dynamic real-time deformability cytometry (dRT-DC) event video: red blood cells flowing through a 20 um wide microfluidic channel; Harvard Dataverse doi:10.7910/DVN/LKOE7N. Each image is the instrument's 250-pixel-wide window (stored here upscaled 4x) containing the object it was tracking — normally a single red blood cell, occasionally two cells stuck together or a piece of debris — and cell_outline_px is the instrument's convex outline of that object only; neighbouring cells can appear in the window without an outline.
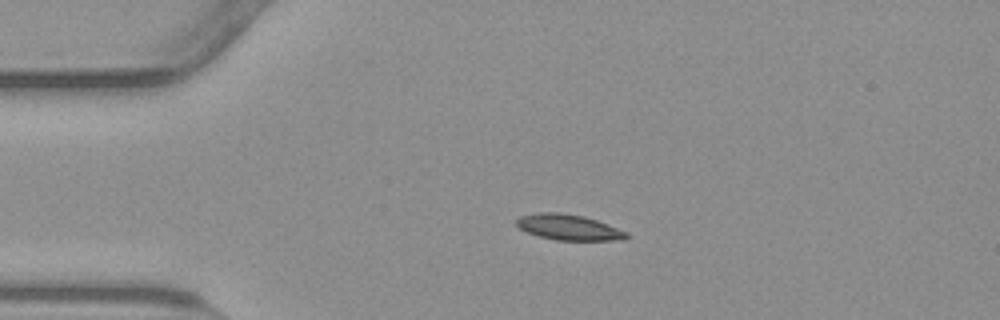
{"species": "common noctule bat (a hibernating species)", "species_latin": "Nyctalus noctula", "temperature_condition": "warm", "stored_images_in_passage": 43, "camera_frame_rate_fps": 3000, "um_per_image_px": 0.085, "animal": {"sex": "male", "body_mass_g": 23.1, "forearm_length_mm": 52.7}, "frame": {"image": 1, "passage_image": 1, "time_ms": 0.0, "image_size_px": [1000, 320], "cell_outline_px": [[628, 236], [624, 240], [556, 240], [540, 236], [528, 232], [520, 228], [516, 224], [516, 220], [520, 216], [540, 212], [556, 212], [584, 216], [608, 224], [628, 232]], "centroid_in_image_um": [48.36, 19.32], "position_along_channel_um": 36.6, "area_um2": 16.3}}
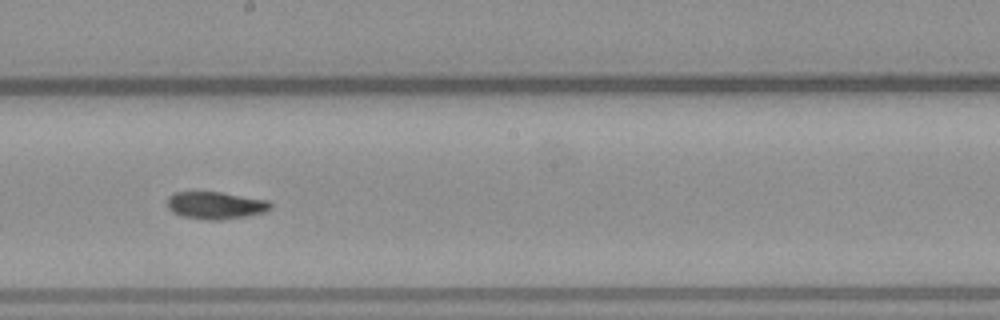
{"frame": {"image": 2, "passage_image": 19, "time_ms": 6.0, "image_size_px": [1000, 320], "cell_outline_px": [[272, 208], [264, 212], [244, 216], [220, 220], [204, 220], [180, 216], [172, 212], [168, 208], [168, 196], [176, 192], [220, 192], [268, 200], [272, 204]], "centroid_in_image_um": [18.31, 17.46], "position_along_channel_um": 229.9, "area_um2": 16.47}}
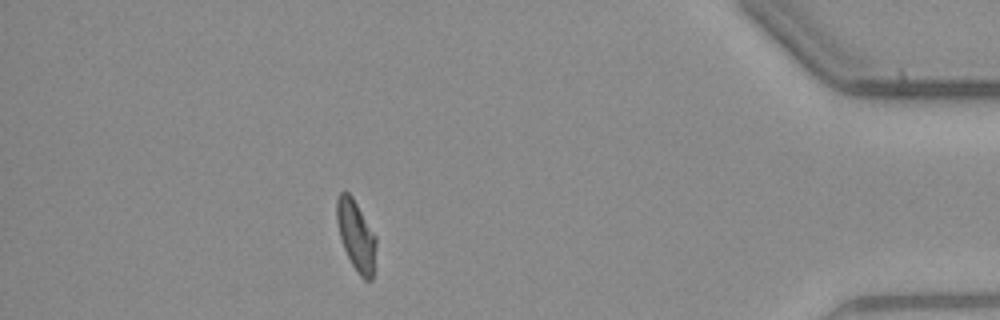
{"frame": {"image": 3, "passage_image": 37, "time_ms": 12.0, "image_size_px": [1000, 320], "cell_outline_px": [[376, 244], [372, 280], [364, 280], [360, 276], [352, 264], [344, 248], [340, 236], [336, 220], [336, 200], [340, 192], [348, 192], [352, 196], [376, 236]], "centroid_in_image_um": [30.26, 20.01], "position_along_channel_um": 404.9, "area_um2": 15.95}, "authors_computed_cell_mechanics": {"area_um2": 16.3574, "velocity_mm_per_s": 3.7982, "shape_relaxation_time_tau1_ms": null, "shape_relaxation_time_tau2_ms": 5.7341, "deformation_change_tau1": null, "deformation_change_tau2": 0.0946}}